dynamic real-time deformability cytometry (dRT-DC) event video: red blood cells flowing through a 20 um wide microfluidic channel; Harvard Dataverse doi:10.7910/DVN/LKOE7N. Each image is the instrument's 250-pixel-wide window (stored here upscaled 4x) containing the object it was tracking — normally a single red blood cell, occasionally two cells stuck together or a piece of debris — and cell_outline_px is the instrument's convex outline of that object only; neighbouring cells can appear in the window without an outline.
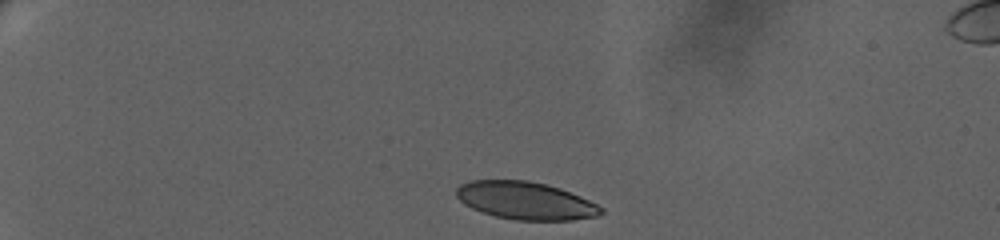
{"species": "human", "species_latin": "Homo sapiens", "temperature_condition": "warm", "stored_images_in_passage": 25, "camera_frame_rate_fps": 3000, "um_per_image_px": 0.085, "donor": {"sex": "female"}, "frame": {"image": 1, "passage_image": 1, "time_ms": 0.0, "image_size_px": [1000, 240], "cell_outline_px": [[604, 212], [596, 216], [572, 220], [516, 220], [496, 216], [480, 212], [464, 204], [456, 196], [456, 188], [460, 184], [472, 180], [528, 180], [560, 188], [580, 196], [604, 208]], "centroid_in_image_um": [44.65, 17.05], "position_along_channel_um": 40.4, "area_um2": 31.73}}
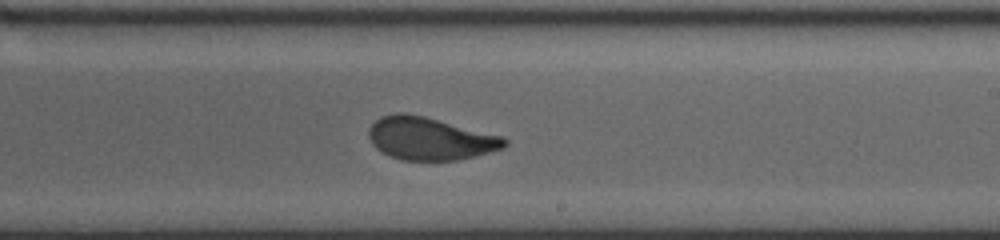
{"frame": {"image": 2, "passage_image": 15, "time_ms": 9.0, "image_size_px": [1000, 240], "cell_outline_px": [[508, 144], [504, 148], [476, 156], [456, 160], [400, 160], [380, 152], [372, 144], [368, 136], [368, 128], [380, 116], [396, 112], [404, 112], [424, 116], [504, 136], [508, 140]], "centroid_in_image_um": [36.54, 11.77], "position_along_channel_um": 252.5, "area_um2": 34.16}}
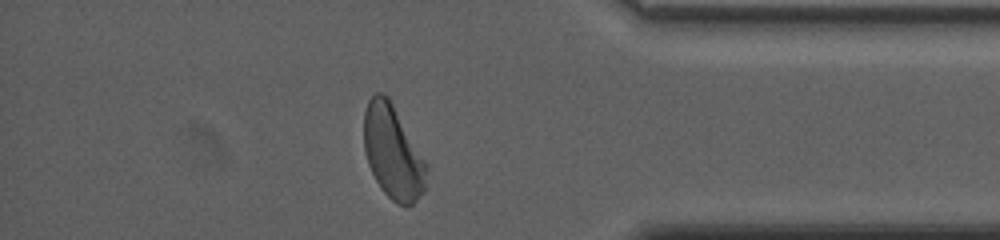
{"frame": {"image": 3, "passage_image": 23, "time_ms": 14.0, "image_size_px": [1000, 240], "cell_outline_px": [[428, 168], [424, 192], [412, 204], [396, 204], [380, 188], [368, 164], [364, 152], [364, 112], [368, 100], [376, 92], [384, 92], [388, 96], [424, 160]], "centroid_in_image_um": [33.37, 12.93], "position_along_channel_um": 401.8, "area_um2": 33.76}, "authors_computed_cell_mechanics": {"area_um2": 33.7552, "velocity_mm_per_s": 3.2708, "shape_relaxation_time_tau1_ms": 4.7892, "shape_relaxation_time_tau2_ms": 0.9729, "deformation_change_tau1": 0.1587, "deformation_change_tau2": 0.074}}